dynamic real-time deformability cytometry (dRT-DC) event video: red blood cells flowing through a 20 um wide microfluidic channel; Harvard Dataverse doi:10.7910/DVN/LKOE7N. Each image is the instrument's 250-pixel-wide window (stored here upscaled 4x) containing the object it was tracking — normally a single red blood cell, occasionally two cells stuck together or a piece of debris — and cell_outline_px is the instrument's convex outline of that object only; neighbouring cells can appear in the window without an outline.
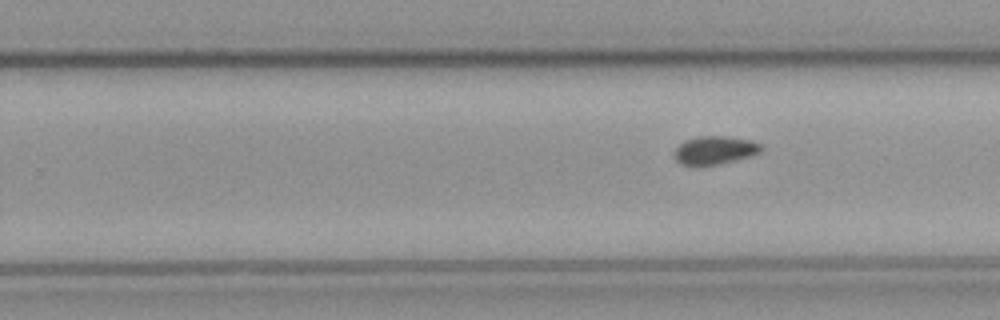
{"species": "common noctule bat (a hibernating species)", "species_latin": "Nyctalus noctula", "temperature_condition": "cold", "stored_images_in_passage": 22, "segment_of_instrument_passage": [2, 2], "camera_frame_rate_fps": 3000, "um_per_image_px": 0.085, "animal": {"sex": "male", "body_mass_g": 23.1, "forearm_length_mm": 52.7}, "frame": {"image": 1, "passage_image": 22, "time_ms": 7.0, "image_size_px": [1000, 320], "cell_outline_px": [[764, 148], [760, 152], [752, 156], [716, 164], [680, 164], [676, 160], [676, 148], [684, 140], [696, 136], [728, 136], [752, 140], [760, 144]], "centroid_in_image_um": [60.81, 12.73], "position_along_channel_um": 269.0, "area_um2": 14.1}}